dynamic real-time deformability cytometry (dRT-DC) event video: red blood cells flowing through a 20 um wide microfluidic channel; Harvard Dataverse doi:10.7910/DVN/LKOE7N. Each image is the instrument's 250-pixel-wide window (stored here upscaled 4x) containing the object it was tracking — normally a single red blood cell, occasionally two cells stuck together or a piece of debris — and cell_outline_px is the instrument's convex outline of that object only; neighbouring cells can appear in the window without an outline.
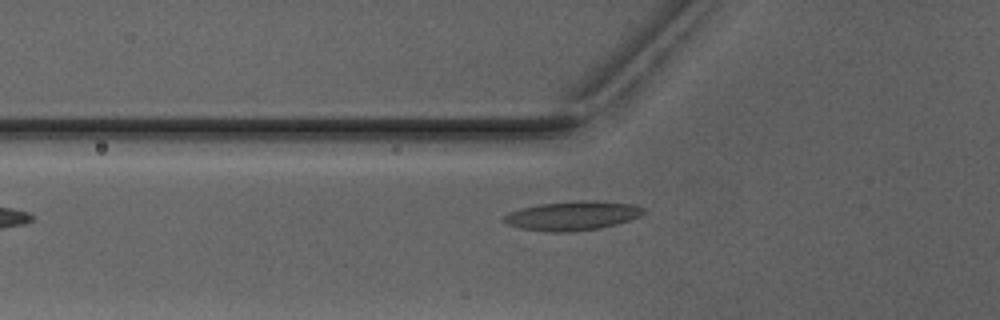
{"species": "Egyptian fruit bat (a non-hibernating species)", "species_latin": "Rousettus aegyptiacus", "temperature_condition": "warm", "stored_images_in_passage": 5, "camera_frame_rate_fps": 3000, "um_per_image_px": 0.085, "animal": {"sex": "male"}, "frame": {"image": 1, "passage_image": 4, "time_ms": 4.667, "image_size_px": [1000, 320], "cell_outline_px": [[648, 212], [640, 216], [616, 224], [600, 228], [564, 232], [552, 232], [520, 228], [508, 224], [500, 220], [508, 212], [540, 204], [576, 200], [596, 200], [632, 204], [644, 208]], "centroid_in_image_um": [48.68, 18.32], "position_along_channel_um": 77.1, "area_um2": 23.7}}
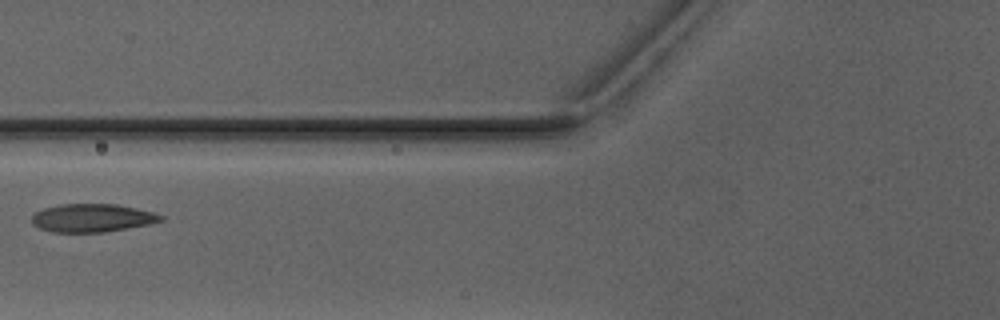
{"frame": {"image": 2, "passage_image": 5, "time_ms": 5.667, "image_size_px": [1000, 320], "cell_outline_px": [[164, 220], [148, 224], [104, 232], [52, 232], [40, 228], [32, 224], [32, 216], [36, 212], [44, 208], [60, 204], [116, 204], [136, 208], [152, 212], [164, 216]], "centroid_in_image_um": [7.82, 18.52], "position_along_channel_um": 118.0, "area_um2": 21.04}}